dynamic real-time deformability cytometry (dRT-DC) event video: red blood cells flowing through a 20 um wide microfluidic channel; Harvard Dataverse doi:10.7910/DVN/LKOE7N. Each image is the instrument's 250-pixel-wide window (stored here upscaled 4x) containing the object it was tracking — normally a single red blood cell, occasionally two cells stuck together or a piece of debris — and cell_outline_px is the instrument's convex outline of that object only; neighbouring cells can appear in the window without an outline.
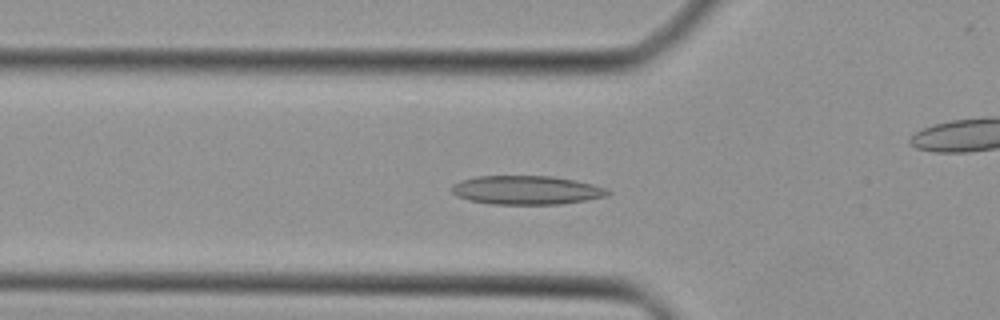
{"species": "Egyptian fruit bat (a non-hibernating species)", "species_latin": "Rousettus aegyptiacus", "temperature_condition": "cold", "stored_images_in_passage": 46, "camera_frame_rate_fps": 3000, "um_per_image_px": 0.085, "animal": {"sex": "female"}, "frame": {"image": 1, "passage_image": 15, "time_ms": 4.667, "image_size_px": [1000, 320], "cell_outline_px": [[612, 192], [608, 196], [588, 200], [560, 204], [492, 204], [468, 200], [456, 196], [452, 192], [452, 184], [460, 180], [476, 176], [552, 176], [576, 180], [592, 184], [604, 188]], "centroid_in_image_um": [44.74, 16.16], "position_along_channel_um": 81.1, "area_um2": 26.36}}
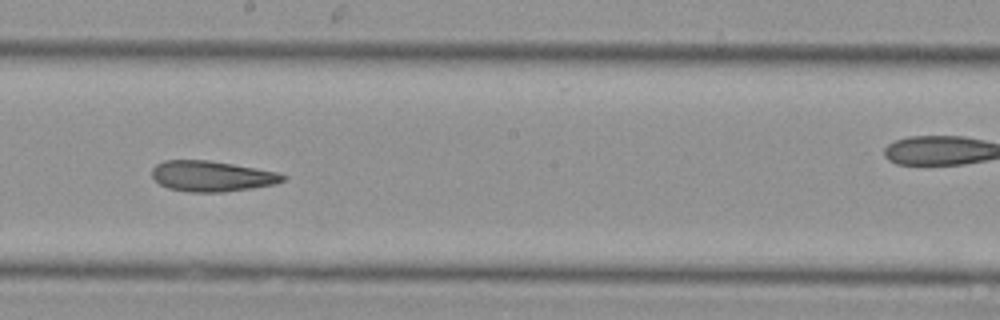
{"frame": {"image": 2, "passage_image": 25, "time_ms": 8.0, "image_size_px": [1000, 320], "cell_outline_px": [[288, 176], [284, 180], [276, 184], [252, 188], [224, 192], [188, 192], [168, 188], [160, 184], [152, 176], [152, 168], [156, 164], [164, 160], [208, 160], [256, 168], [276, 172]], "centroid_in_image_um": [18.0, 14.98], "position_along_channel_um": 230.2, "area_um2": 23.35}}
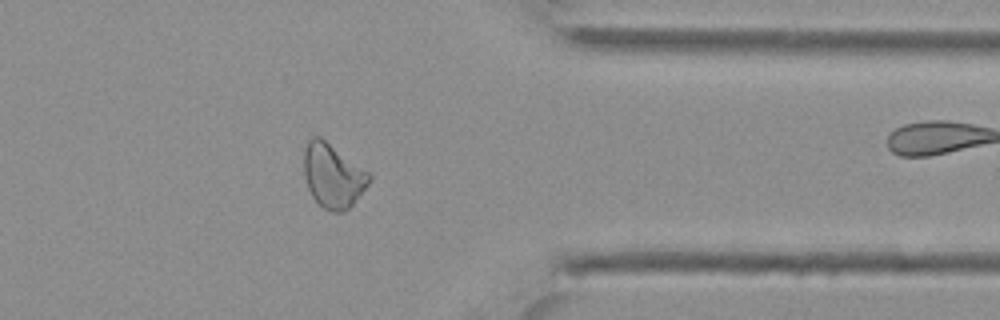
{"frame": {"image": 3, "passage_image": 36, "time_ms": 11.667, "image_size_px": [1000, 320], "cell_outline_px": [[372, 176], [368, 184], [352, 204], [344, 212], [332, 212], [324, 208], [312, 196], [308, 188], [304, 176], [304, 148], [308, 140], [312, 136], [320, 136], [372, 172]], "centroid_in_image_um": [28.31, 14.9], "position_along_channel_um": 383.1, "area_um2": 24.62}}